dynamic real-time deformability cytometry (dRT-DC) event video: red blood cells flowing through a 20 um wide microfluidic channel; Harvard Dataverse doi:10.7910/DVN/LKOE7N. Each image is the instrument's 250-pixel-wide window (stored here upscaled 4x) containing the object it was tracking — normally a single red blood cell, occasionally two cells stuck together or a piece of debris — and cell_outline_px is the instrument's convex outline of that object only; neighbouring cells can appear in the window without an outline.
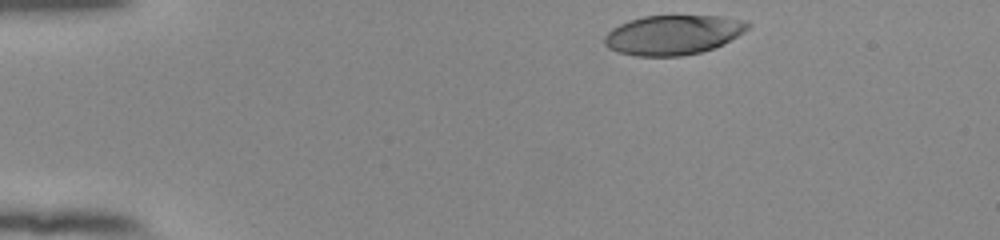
{"species": "human", "species_latin": "Homo sapiens", "temperature_condition": "room temperature", "stored_images_in_passage": 37, "camera_frame_rate_fps": 3000, "um_per_image_px": 0.085, "donor": {"sex": "female"}, "frame": {"image": 1, "passage_image": 1, "time_ms": 0.0, "image_size_px": [1000, 240], "cell_outline_px": [[752, 24], [744, 32], [712, 48], [700, 52], [680, 56], [636, 56], [616, 52], [608, 48], [604, 44], [604, 36], [612, 28], [628, 20], [644, 16], [724, 16], [748, 20]], "centroid_in_image_um": [57.19, 2.95], "position_along_channel_um": 27.8, "area_um2": 33.12}}
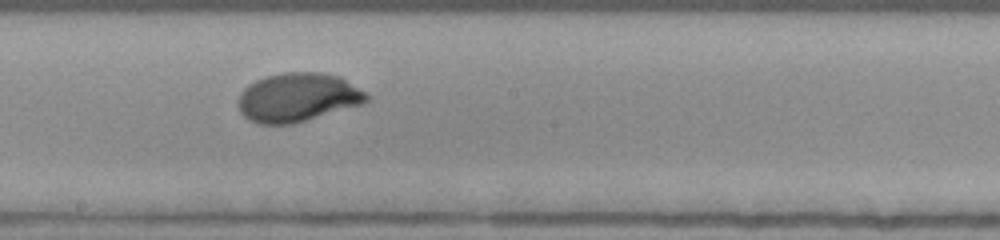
{"frame": {"image": 2, "passage_image": 22, "time_ms": 7.0, "image_size_px": [1000, 240], "cell_outline_px": [[372, 96], [368, 100], [360, 104], [292, 124], [256, 124], [248, 120], [240, 112], [240, 92], [248, 84], [264, 76], [284, 72], [320, 72], [340, 76]], "centroid_in_image_um": [25.29, 8.26], "position_along_channel_um": 222.9, "area_um2": 36.41}}
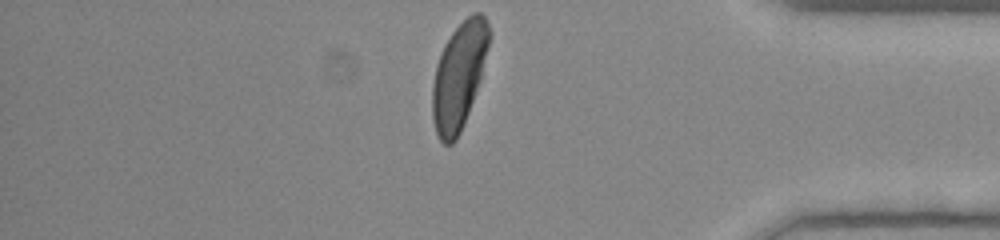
{"frame": {"image": 3, "passage_image": 37, "time_ms": 12.0, "image_size_px": [1000, 240], "cell_outline_px": [[492, 36], [480, 80], [464, 124], [456, 140], [452, 144], [444, 144], [436, 136], [432, 120], [432, 84], [436, 64], [440, 52], [444, 44], [452, 32], [472, 12], [480, 12], [488, 20], [492, 32]], "centroid_in_image_um": [39.02, 6.42], "position_along_channel_um": 396.2, "area_um2": 35.72}, "authors_computed_cell_mechanics": {"area_um2": 35.836, "velocity_mm_per_s": 3.9339, "shape_relaxation_time_tau1_ms": 3.2241, "shape_relaxation_time_tau2_ms": null, "deformation_change_tau1": 0.1927, "deformation_change_tau2": null}}